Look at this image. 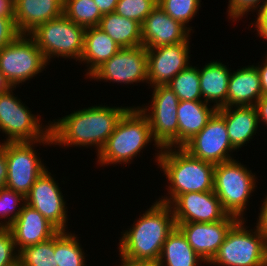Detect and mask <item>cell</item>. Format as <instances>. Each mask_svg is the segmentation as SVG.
<instances>
[{
	"mask_svg": "<svg viewBox=\"0 0 267 266\" xmlns=\"http://www.w3.org/2000/svg\"><path fill=\"white\" fill-rule=\"evenodd\" d=\"M130 107L94 105L73 111L50 122L53 144L64 147H95L96 153L105 145L117 123Z\"/></svg>",
	"mask_w": 267,
	"mask_h": 266,
	"instance_id": "cell-1",
	"label": "cell"
},
{
	"mask_svg": "<svg viewBox=\"0 0 267 266\" xmlns=\"http://www.w3.org/2000/svg\"><path fill=\"white\" fill-rule=\"evenodd\" d=\"M132 228L121 232L119 255L136 261L157 263L167 236L176 228L169 204L155 200Z\"/></svg>",
	"mask_w": 267,
	"mask_h": 266,
	"instance_id": "cell-2",
	"label": "cell"
},
{
	"mask_svg": "<svg viewBox=\"0 0 267 266\" xmlns=\"http://www.w3.org/2000/svg\"><path fill=\"white\" fill-rule=\"evenodd\" d=\"M155 161L167 178L168 193L158 201L170 204L178 195L213 191L215 164L194 158L182 147L156 150Z\"/></svg>",
	"mask_w": 267,
	"mask_h": 266,
	"instance_id": "cell-3",
	"label": "cell"
},
{
	"mask_svg": "<svg viewBox=\"0 0 267 266\" xmlns=\"http://www.w3.org/2000/svg\"><path fill=\"white\" fill-rule=\"evenodd\" d=\"M151 141L155 143L153 145L156 149L162 150L152 137L147 117L138 107L131 106L120 118L114 132L97 154L96 161L104 167L117 163L127 165L132 163Z\"/></svg>",
	"mask_w": 267,
	"mask_h": 266,
	"instance_id": "cell-4",
	"label": "cell"
},
{
	"mask_svg": "<svg viewBox=\"0 0 267 266\" xmlns=\"http://www.w3.org/2000/svg\"><path fill=\"white\" fill-rule=\"evenodd\" d=\"M255 175L236 159L215 164L213 191L228 215L245 220L244 211L257 187Z\"/></svg>",
	"mask_w": 267,
	"mask_h": 266,
	"instance_id": "cell-5",
	"label": "cell"
},
{
	"mask_svg": "<svg viewBox=\"0 0 267 266\" xmlns=\"http://www.w3.org/2000/svg\"><path fill=\"white\" fill-rule=\"evenodd\" d=\"M246 220H238L227 232L213 266H267V239L255 226L249 229Z\"/></svg>",
	"mask_w": 267,
	"mask_h": 266,
	"instance_id": "cell-6",
	"label": "cell"
},
{
	"mask_svg": "<svg viewBox=\"0 0 267 266\" xmlns=\"http://www.w3.org/2000/svg\"><path fill=\"white\" fill-rule=\"evenodd\" d=\"M85 30L86 28L69 20L63 14L39 25L30 35L35 39L47 63L59 56L80 62Z\"/></svg>",
	"mask_w": 267,
	"mask_h": 266,
	"instance_id": "cell-7",
	"label": "cell"
},
{
	"mask_svg": "<svg viewBox=\"0 0 267 266\" xmlns=\"http://www.w3.org/2000/svg\"><path fill=\"white\" fill-rule=\"evenodd\" d=\"M12 87L0 94V132L6 135L4 142H34L50 134V123L42 125L40 115L32 114L20 98L14 96ZM25 105V106H24ZM45 126V127H44Z\"/></svg>",
	"mask_w": 267,
	"mask_h": 266,
	"instance_id": "cell-8",
	"label": "cell"
},
{
	"mask_svg": "<svg viewBox=\"0 0 267 266\" xmlns=\"http://www.w3.org/2000/svg\"><path fill=\"white\" fill-rule=\"evenodd\" d=\"M38 143L43 146L53 145L51 133L45 139L34 142H4L8 168L5 187L21 193L24 197L38 177L48 169L36 155L34 147Z\"/></svg>",
	"mask_w": 267,
	"mask_h": 266,
	"instance_id": "cell-9",
	"label": "cell"
},
{
	"mask_svg": "<svg viewBox=\"0 0 267 266\" xmlns=\"http://www.w3.org/2000/svg\"><path fill=\"white\" fill-rule=\"evenodd\" d=\"M47 64L30 34H20L0 50V71L12 87L33 79Z\"/></svg>",
	"mask_w": 267,
	"mask_h": 266,
	"instance_id": "cell-10",
	"label": "cell"
},
{
	"mask_svg": "<svg viewBox=\"0 0 267 266\" xmlns=\"http://www.w3.org/2000/svg\"><path fill=\"white\" fill-rule=\"evenodd\" d=\"M152 88L151 104L137 106L147 117L152 137L161 147H178V111L179 99L167 85Z\"/></svg>",
	"mask_w": 267,
	"mask_h": 266,
	"instance_id": "cell-11",
	"label": "cell"
},
{
	"mask_svg": "<svg viewBox=\"0 0 267 266\" xmlns=\"http://www.w3.org/2000/svg\"><path fill=\"white\" fill-rule=\"evenodd\" d=\"M89 78L120 84H148V56L142 46L121 48L108 61L99 66Z\"/></svg>",
	"mask_w": 267,
	"mask_h": 266,
	"instance_id": "cell-12",
	"label": "cell"
},
{
	"mask_svg": "<svg viewBox=\"0 0 267 266\" xmlns=\"http://www.w3.org/2000/svg\"><path fill=\"white\" fill-rule=\"evenodd\" d=\"M182 148L194 158L213 164L234 159L232 153L236 151L229 140L225 119L217 111Z\"/></svg>",
	"mask_w": 267,
	"mask_h": 266,
	"instance_id": "cell-13",
	"label": "cell"
},
{
	"mask_svg": "<svg viewBox=\"0 0 267 266\" xmlns=\"http://www.w3.org/2000/svg\"><path fill=\"white\" fill-rule=\"evenodd\" d=\"M51 172L45 170L25 196V203L36 209L59 231H67L68 211L61 187Z\"/></svg>",
	"mask_w": 267,
	"mask_h": 266,
	"instance_id": "cell-14",
	"label": "cell"
},
{
	"mask_svg": "<svg viewBox=\"0 0 267 266\" xmlns=\"http://www.w3.org/2000/svg\"><path fill=\"white\" fill-rule=\"evenodd\" d=\"M169 205L175 223H211L221 221L228 215L214 191L184 193Z\"/></svg>",
	"mask_w": 267,
	"mask_h": 266,
	"instance_id": "cell-15",
	"label": "cell"
},
{
	"mask_svg": "<svg viewBox=\"0 0 267 266\" xmlns=\"http://www.w3.org/2000/svg\"><path fill=\"white\" fill-rule=\"evenodd\" d=\"M190 42H180L156 48H147L148 84L167 85L190 65Z\"/></svg>",
	"mask_w": 267,
	"mask_h": 266,
	"instance_id": "cell-16",
	"label": "cell"
},
{
	"mask_svg": "<svg viewBox=\"0 0 267 266\" xmlns=\"http://www.w3.org/2000/svg\"><path fill=\"white\" fill-rule=\"evenodd\" d=\"M238 221L234 216L227 215L223 220L211 223H175L186 237L193 250L202 260L209 264L217 254L227 232Z\"/></svg>",
	"mask_w": 267,
	"mask_h": 266,
	"instance_id": "cell-17",
	"label": "cell"
},
{
	"mask_svg": "<svg viewBox=\"0 0 267 266\" xmlns=\"http://www.w3.org/2000/svg\"><path fill=\"white\" fill-rule=\"evenodd\" d=\"M191 30L157 5L141 24L142 45L147 49L190 42Z\"/></svg>",
	"mask_w": 267,
	"mask_h": 266,
	"instance_id": "cell-18",
	"label": "cell"
},
{
	"mask_svg": "<svg viewBox=\"0 0 267 266\" xmlns=\"http://www.w3.org/2000/svg\"><path fill=\"white\" fill-rule=\"evenodd\" d=\"M9 229L18 252L27 246L45 242L59 232L43 215L26 203Z\"/></svg>",
	"mask_w": 267,
	"mask_h": 266,
	"instance_id": "cell-19",
	"label": "cell"
},
{
	"mask_svg": "<svg viewBox=\"0 0 267 266\" xmlns=\"http://www.w3.org/2000/svg\"><path fill=\"white\" fill-rule=\"evenodd\" d=\"M64 0H13V17L20 34L63 15Z\"/></svg>",
	"mask_w": 267,
	"mask_h": 266,
	"instance_id": "cell-20",
	"label": "cell"
},
{
	"mask_svg": "<svg viewBox=\"0 0 267 266\" xmlns=\"http://www.w3.org/2000/svg\"><path fill=\"white\" fill-rule=\"evenodd\" d=\"M217 112L225 119L229 140L236 150L256 135L259 122L255 106L221 107Z\"/></svg>",
	"mask_w": 267,
	"mask_h": 266,
	"instance_id": "cell-21",
	"label": "cell"
},
{
	"mask_svg": "<svg viewBox=\"0 0 267 266\" xmlns=\"http://www.w3.org/2000/svg\"><path fill=\"white\" fill-rule=\"evenodd\" d=\"M262 96L260 76L255 65L231 72L226 107L255 106Z\"/></svg>",
	"mask_w": 267,
	"mask_h": 266,
	"instance_id": "cell-22",
	"label": "cell"
},
{
	"mask_svg": "<svg viewBox=\"0 0 267 266\" xmlns=\"http://www.w3.org/2000/svg\"><path fill=\"white\" fill-rule=\"evenodd\" d=\"M231 69L220 61H210L199 69L202 99L216 109L226 107Z\"/></svg>",
	"mask_w": 267,
	"mask_h": 266,
	"instance_id": "cell-23",
	"label": "cell"
},
{
	"mask_svg": "<svg viewBox=\"0 0 267 266\" xmlns=\"http://www.w3.org/2000/svg\"><path fill=\"white\" fill-rule=\"evenodd\" d=\"M204 101H179L178 119V147H183L207 124L217 111Z\"/></svg>",
	"mask_w": 267,
	"mask_h": 266,
	"instance_id": "cell-24",
	"label": "cell"
},
{
	"mask_svg": "<svg viewBox=\"0 0 267 266\" xmlns=\"http://www.w3.org/2000/svg\"><path fill=\"white\" fill-rule=\"evenodd\" d=\"M121 48L98 26L88 27L84 35V48L80 62L86 63L88 78L99 66L108 61Z\"/></svg>",
	"mask_w": 267,
	"mask_h": 266,
	"instance_id": "cell-25",
	"label": "cell"
},
{
	"mask_svg": "<svg viewBox=\"0 0 267 266\" xmlns=\"http://www.w3.org/2000/svg\"><path fill=\"white\" fill-rule=\"evenodd\" d=\"M206 264L176 227L164 242L157 266H199Z\"/></svg>",
	"mask_w": 267,
	"mask_h": 266,
	"instance_id": "cell-26",
	"label": "cell"
},
{
	"mask_svg": "<svg viewBox=\"0 0 267 266\" xmlns=\"http://www.w3.org/2000/svg\"><path fill=\"white\" fill-rule=\"evenodd\" d=\"M98 27L120 48L142 46L141 24L113 13L103 14Z\"/></svg>",
	"mask_w": 267,
	"mask_h": 266,
	"instance_id": "cell-27",
	"label": "cell"
},
{
	"mask_svg": "<svg viewBox=\"0 0 267 266\" xmlns=\"http://www.w3.org/2000/svg\"><path fill=\"white\" fill-rule=\"evenodd\" d=\"M75 233L59 231L55 235V252L57 266H86V257L80 240Z\"/></svg>",
	"mask_w": 267,
	"mask_h": 266,
	"instance_id": "cell-28",
	"label": "cell"
},
{
	"mask_svg": "<svg viewBox=\"0 0 267 266\" xmlns=\"http://www.w3.org/2000/svg\"><path fill=\"white\" fill-rule=\"evenodd\" d=\"M180 101H203L200 90L199 68L191 64L168 84Z\"/></svg>",
	"mask_w": 267,
	"mask_h": 266,
	"instance_id": "cell-29",
	"label": "cell"
},
{
	"mask_svg": "<svg viewBox=\"0 0 267 266\" xmlns=\"http://www.w3.org/2000/svg\"><path fill=\"white\" fill-rule=\"evenodd\" d=\"M63 14L84 28L98 26L103 16L94 0H64Z\"/></svg>",
	"mask_w": 267,
	"mask_h": 266,
	"instance_id": "cell-30",
	"label": "cell"
},
{
	"mask_svg": "<svg viewBox=\"0 0 267 266\" xmlns=\"http://www.w3.org/2000/svg\"><path fill=\"white\" fill-rule=\"evenodd\" d=\"M55 236L51 239L19 251L18 261L22 266H57Z\"/></svg>",
	"mask_w": 267,
	"mask_h": 266,
	"instance_id": "cell-31",
	"label": "cell"
},
{
	"mask_svg": "<svg viewBox=\"0 0 267 266\" xmlns=\"http://www.w3.org/2000/svg\"><path fill=\"white\" fill-rule=\"evenodd\" d=\"M25 197L6 187L0 188V228H9L19 216ZM20 205V206H19ZM8 219V220H7Z\"/></svg>",
	"mask_w": 267,
	"mask_h": 266,
	"instance_id": "cell-32",
	"label": "cell"
},
{
	"mask_svg": "<svg viewBox=\"0 0 267 266\" xmlns=\"http://www.w3.org/2000/svg\"><path fill=\"white\" fill-rule=\"evenodd\" d=\"M201 0H158V6L174 20L188 26L201 7Z\"/></svg>",
	"mask_w": 267,
	"mask_h": 266,
	"instance_id": "cell-33",
	"label": "cell"
},
{
	"mask_svg": "<svg viewBox=\"0 0 267 266\" xmlns=\"http://www.w3.org/2000/svg\"><path fill=\"white\" fill-rule=\"evenodd\" d=\"M157 5L158 0H118L115 13L142 24Z\"/></svg>",
	"mask_w": 267,
	"mask_h": 266,
	"instance_id": "cell-34",
	"label": "cell"
},
{
	"mask_svg": "<svg viewBox=\"0 0 267 266\" xmlns=\"http://www.w3.org/2000/svg\"><path fill=\"white\" fill-rule=\"evenodd\" d=\"M13 234L9 228H0V266H11L18 262Z\"/></svg>",
	"mask_w": 267,
	"mask_h": 266,
	"instance_id": "cell-35",
	"label": "cell"
},
{
	"mask_svg": "<svg viewBox=\"0 0 267 266\" xmlns=\"http://www.w3.org/2000/svg\"><path fill=\"white\" fill-rule=\"evenodd\" d=\"M266 3L267 0H229L228 17L233 22L240 20L251 11L259 12Z\"/></svg>",
	"mask_w": 267,
	"mask_h": 266,
	"instance_id": "cell-36",
	"label": "cell"
},
{
	"mask_svg": "<svg viewBox=\"0 0 267 266\" xmlns=\"http://www.w3.org/2000/svg\"><path fill=\"white\" fill-rule=\"evenodd\" d=\"M19 35L13 15H0V50Z\"/></svg>",
	"mask_w": 267,
	"mask_h": 266,
	"instance_id": "cell-37",
	"label": "cell"
},
{
	"mask_svg": "<svg viewBox=\"0 0 267 266\" xmlns=\"http://www.w3.org/2000/svg\"><path fill=\"white\" fill-rule=\"evenodd\" d=\"M257 18L255 19L254 23L250 24V27L252 25L255 26L257 31V35L260 36V38H263L267 40V3L263 6V8L256 12Z\"/></svg>",
	"mask_w": 267,
	"mask_h": 266,
	"instance_id": "cell-38",
	"label": "cell"
},
{
	"mask_svg": "<svg viewBox=\"0 0 267 266\" xmlns=\"http://www.w3.org/2000/svg\"><path fill=\"white\" fill-rule=\"evenodd\" d=\"M264 201H262V206L260 208V213L257 218L256 227L258 230L264 235V237L267 239V195L264 197Z\"/></svg>",
	"mask_w": 267,
	"mask_h": 266,
	"instance_id": "cell-39",
	"label": "cell"
},
{
	"mask_svg": "<svg viewBox=\"0 0 267 266\" xmlns=\"http://www.w3.org/2000/svg\"><path fill=\"white\" fill-rule=\"evenodd\" d=\"M7 160H6V154L4 151V142H0V188L5 187V183L7 180Z\"/></svg>",
	"mask_w": 267,
	"mask_h": 266,
	"instance_id": "cell-40",
	"label": "cell"
},
{
	"mask_svg": "<svg viewBox=\"0 0 267 266\" xmlns=\"http://www.w3.org/2000/svg\"><path fill=\"white\" fill-rule=\"evenodd\" d=\"M258 113V122L267 126V94L263 95L262 98L255 105Z\"/></svg>",
	"mask_w": 267,
	"mask_h": 266,
	"instance_id": "cell-41",
	"label": "cell"
},
{
	"mask_svg": "<svg viewBox=\"0 0 267 266\" xmlns=\"http://www.w3.org/2000/svg\"><path fill=\"white\" fill-rule=\"evenodd\" d=\"M265 55H266L265 59H263L264 63H262V65L259 64L256 65V68L260 76V85L263 95L267 94V54Z\"/></svg>",
	"mask_w": 267,
	"mask_h": 266,
	"instance_id": "cell-42",
	"label": "cell"
},
{
	"mask_svg": "<svg viewBox=\"0 0 267 266\" xmlns=\"http://www.w3.org/2000/svg\"><path fill=\"white\" fill-rule=\"evenodd\" d=\"M94 2L102 14H107L115 12L118 0H94Z\"/></svg>",
	"mask_w": 267,
	"mask_h": 266,
	"instance_id": "cell-43",
	"label": "cell"
},
{
	"mask_svg": "<svg viewBox=\"0 0 267 266\" xmlns=\"http://www.w3.org/2000/svg\"><path fill=\"white\" fill-rule=\"evenodd\" d=\"M121 260V266H157V264L153 262H147V261H136L131 260L128 258H125L123 256H120Z\"/></svg>",
	"mask_w": 267,
	"mask_h": 266,
	"instance_id": "cell-44",
	"label": "cell"
},
{
	"mask_svg": "<svg viewBox=\"0 0 267 266\" xmlns=\"http://www.w3.org/2000/svg\"><path fill=\"white\" fill-rule=\"evenodd\" d=\"M13 0H0V15H13Z\"/></svg>",
	"mask_w": 267,
	"mask_h": 266,
	"instance_id": "cell-45",
	"label": "cell"
},
{
	"mask_svg": "<svg viewBox=\"0 0 267 266\" xmlns=\"http://www.w3.org/2000/svg\"><path fill=\"white\" fill-rule=\"evenodd\" d=\"M11 88H12L11 84L6 80L5 76L0 71V94L7 92Z\"/></svg>",
	"mask_w": 267,
	"mask_h": 266,
	"instance_id": "cell-46",
	"label": "cell"
},
{
	"mask_svg": "<svg viewBox=\"0 0 267 266\" xmlns=\"http://www.w3.org/2000/svg\"><path fill=\"white\" fill-rule=\"evenodd\" d=\"M11 266H22L21 263L18 261L15 264L11 265Z\"/></svg>",
	"mask_w": 267,
	"mask_h": 266,
	"instance_id": "cell-47",
	"label": "cell"
}]
</instances>
